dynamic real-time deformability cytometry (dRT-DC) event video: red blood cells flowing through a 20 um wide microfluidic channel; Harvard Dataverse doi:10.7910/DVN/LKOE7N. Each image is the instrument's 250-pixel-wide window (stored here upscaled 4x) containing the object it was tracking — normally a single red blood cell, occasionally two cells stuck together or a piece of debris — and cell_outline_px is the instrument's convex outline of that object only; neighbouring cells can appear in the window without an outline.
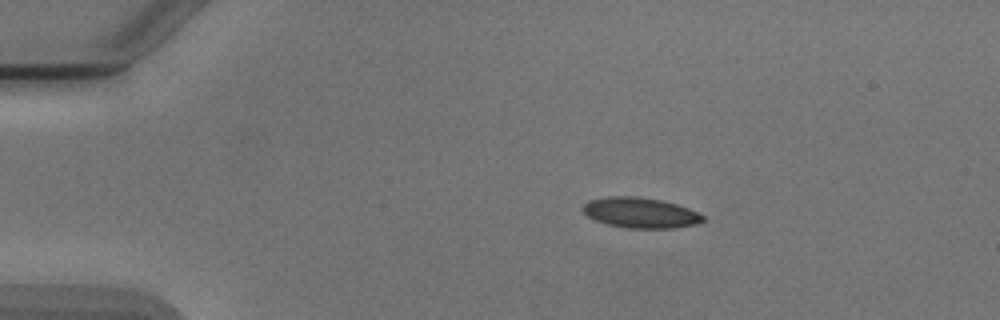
{"species": "Egyptian fruit bat (a non-hibernating species)", "species_latin": "Rousettus aegyptiacus", "temperature_condition": "cold", "stored_images_in_passage": 3, "camera_frame_rate_fps": 3000, "um_per_image_px": 0.085, "animal": {"sex": "male"}, "frame": {"image": 1, "passage_image": 1, "time_ms": 0.0, "image_size_px": [1000, 320], "cell_outline_px": [[704, 220], [696, 224], [672, 228], [628, 228], [608, 224], [596, 220], [588, 216], [580, 208], [588, 200], [608, 196], [636, 196], [660, 200], [676, 204], [688, 208], [704, 216]], "centroid_in_image_um": [54.4, 18.07], "position_along_channel_um": 30.6, "area_um2": 21.15}}
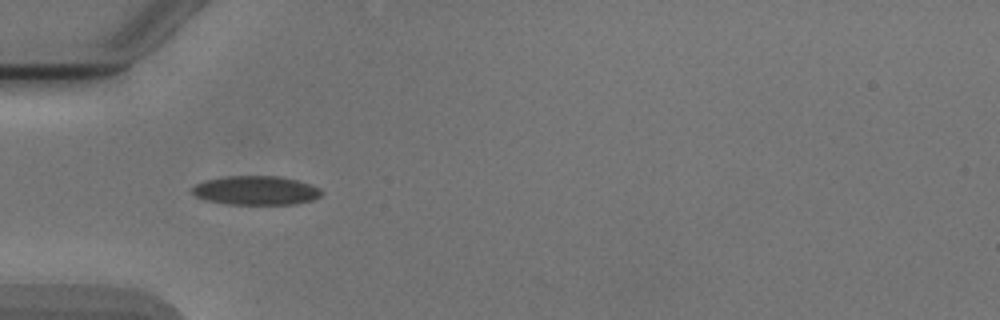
{"frame": {"image": 2, "passage_image": 3, "time_ms": 2.333, "image_size_px": [1000, 320], "cell_outline_px": [[324, 192], [320, 196], [312, 200], [296, 204], [228, 204], [204, 200], [196, 196], [192, 192], [192, 188], [196, 184], [208, 180], [228, 176], [280, 176], [312, 184], [320, 188]], "centroid_in_image_um": [21.8, 16.19], "position_along_channel_um": 63.2, "area_um2": 21.85}}